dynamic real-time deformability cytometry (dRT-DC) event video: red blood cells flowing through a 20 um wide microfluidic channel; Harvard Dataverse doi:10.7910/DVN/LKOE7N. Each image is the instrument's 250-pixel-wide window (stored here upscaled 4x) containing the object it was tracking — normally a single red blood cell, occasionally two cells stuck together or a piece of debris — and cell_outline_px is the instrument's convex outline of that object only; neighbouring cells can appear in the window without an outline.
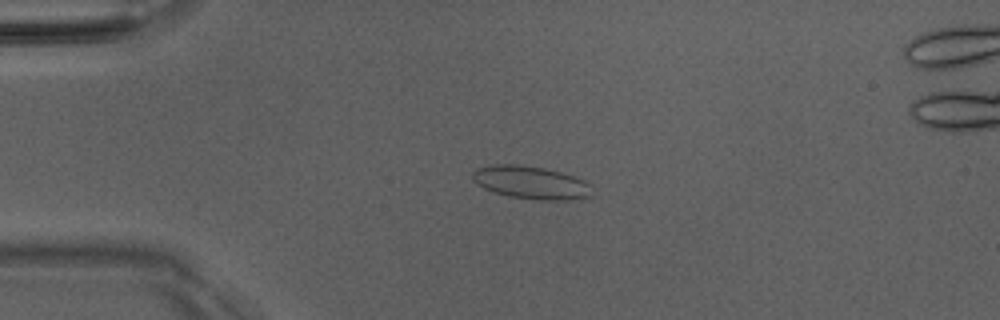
{"species": "Egyptian fruit bat (a non-hibernating species)", "species_latin": "Rousettus aegyptiacus", "temperature_condition": "room temperature", "stored_images_in_passage": 35, "camera_frame_rate_fps": 3000, "um_per_image_px": 0.085, "animal": {"sex": "male"}, "frame": {"image": 1, "passage_image": 1, "time_ms": 0.0, "image_size_px": [1000, 320], "cell_outline_px": [[588, 196], [572, 200], [536, 200], [508, 196], [484, 188], [472, 180], [472, 172], [476, 168], [492, 164], [516, 164], [544, 168], [560, 172], [584, 180], [588, 184]], "centroid_in_image_um": [45.05, 15.51], "position_along_channel_um": 40.0, "area_um2": 22.66}}
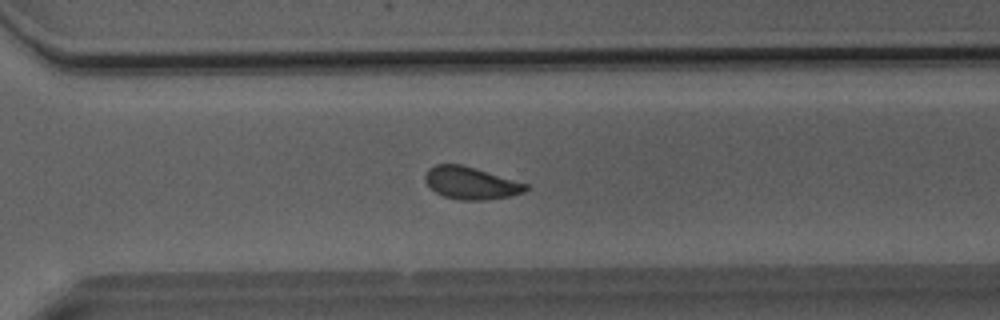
{"frame": {"image": 2, "passage_image": 25, "time_ms": 8.0, "image_size_px": [1000, 320], "cell_outline_px": [[528, 188], [524, 192], [512, 196], [488, 200], [460, 200], [444, 196], [436, 192], [424, 180], [424, 176], [428, 168], [436, 164], [460, 164], [476, 168], [528, 184]], "centroid_in_image_um": [40.03, 15.56], "position_along_channel_um": 330.6, "area_um2": 19.02}}
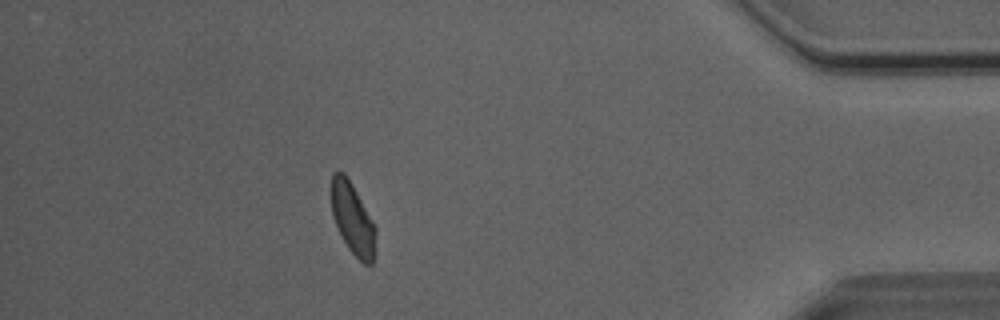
{"frame": {"image": 3, "passage_image": 34, "time_ms": 11.0, "image_size_px": [1000, 320], "cell_outline_px": [[376, 228], [372, 264], [364, 264], [348, 248], [332, 216], [328, 188], [332, 172], [344, 172], [356, 192], [372, 220]], "centroid_in_image_um": [29.9, 18.51], "position_along_channel_um": 405.3, "area_um2": 18.44}}